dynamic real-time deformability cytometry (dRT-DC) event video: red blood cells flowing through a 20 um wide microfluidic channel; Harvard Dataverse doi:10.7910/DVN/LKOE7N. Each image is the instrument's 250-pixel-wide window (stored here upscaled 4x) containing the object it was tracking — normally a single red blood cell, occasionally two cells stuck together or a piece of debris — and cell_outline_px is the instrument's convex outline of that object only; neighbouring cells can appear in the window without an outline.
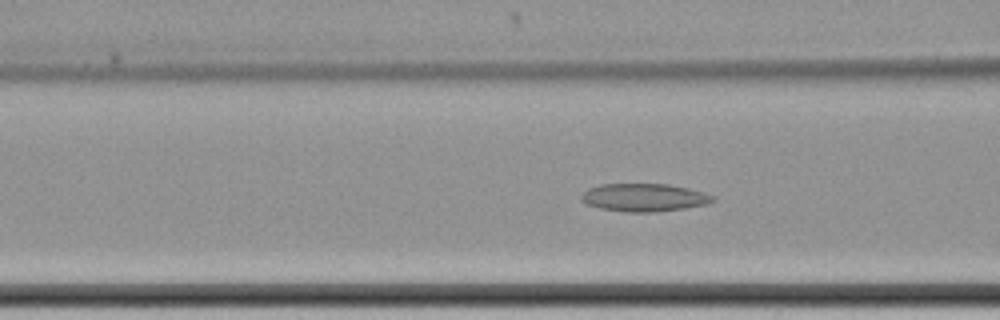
{"species": "common noctule bat (a hibernating species)", "species_latin": "Nyctalus noctula", "temperature_condition": "cold", "stored_images_in_passage": 66, "camera_frame_rate_fps": 3000, "um_per_image_px": 0.085, "animal": {"sex": "female", "body_mass_g": 22.7, "forearm_length_mm": 54.2}, "frame": {"image": 1, "passage_image": 30, "time_ms": 9.667, "image_size_px": [1000, 320], "cell_outline_px": [[716, 200], [708, 204], [684, 208], [656, 212], [628, 212], [600, 208], [588, 204], [580, 200], [580, 196], [588, 188], [600, 184], [668, 184], [688, 188], [704, 192], [716, 196]], "centroid_in_image_um": [54.78, 16.78], "position_along_channel_um": 111.8, "area_um2": 21.5}}
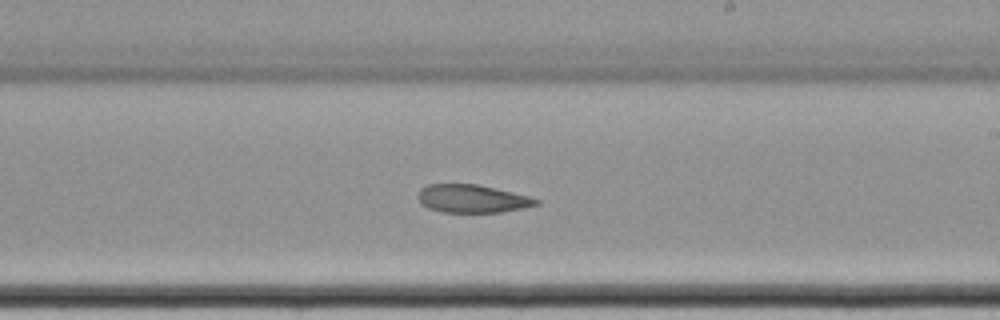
{"frame": {"image": 2, "passage_image": 42, "time_ms": 13.667, "image_size_px": [1000, 320], "cell_outline_px": [[540, 204], [500, 212], [444, 212], [428, 208], [420, 204], [416, 196], [420, 188], [428, 184], [476, 184], [496, 188], [528, 196], [540, 200]], "centroid_in_image_um": [40.08, 16.88], "position_along_channel_um": 248.9, "area_um2": 19.31}}
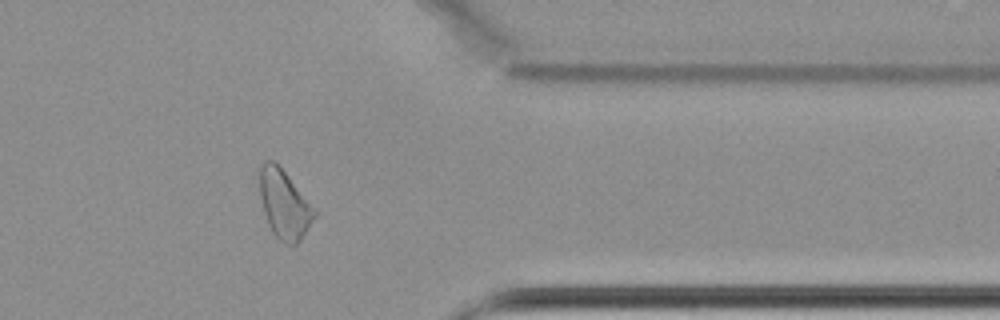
{"frame": {"image": 3, "passage_image": 55, "time_ms": 18.0, "image_size_px": [1000, 320], "cell_outline_px": [[320, 212], [300, 240], [296, 244], [288, 244], [280, 240], [272, 232], [268, 224], [264, 212], [260, 196], [256, 172], [256, 168], [264, 160], [272, 160], [284, 172]], "centroid_in_image_um": [24.15, 17.32], "position_along_channel_um": 387.3, "area_um2": 22.43}}